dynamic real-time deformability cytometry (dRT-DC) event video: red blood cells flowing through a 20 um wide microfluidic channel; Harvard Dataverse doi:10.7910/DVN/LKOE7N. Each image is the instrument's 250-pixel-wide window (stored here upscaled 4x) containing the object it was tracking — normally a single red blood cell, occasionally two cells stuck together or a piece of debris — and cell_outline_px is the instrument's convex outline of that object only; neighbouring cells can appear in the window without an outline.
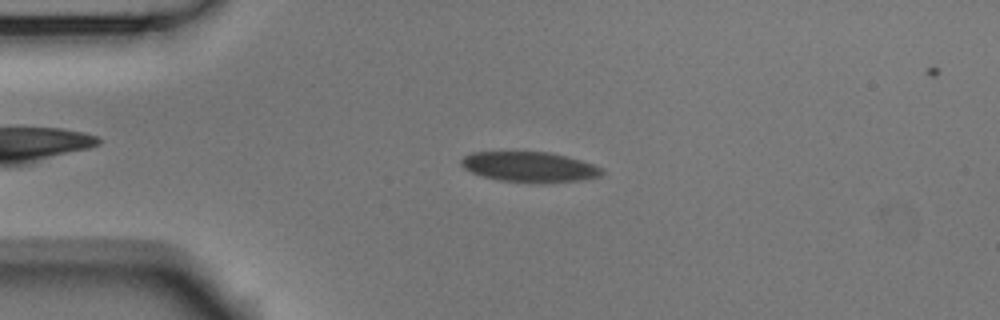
{"species": "Egyptian fruit bat (a non-hibernating species)", "species_latin": "Rousettus aegyptiacus", "temperature_condition": "room temperature", "stored_images_in_passage": 54, "camera_frame_rate_fps": 3000, "um_per_image_px": 0.085, "animal": {"sex": "male"}, "frame": {"image": 1, "passage_image": 12, "time_ms": 3.667, "image_size_px": [1000, 320], "cell_outline_px": [[604, 172], [600, 176], [580, 180], [500, 180], [484, 176], [472, 172], [464, 168], [460, 164], [460, 160], [464, 156], [472, 152], [548, 152], [580, 160], [604, 168]], "centroid_in_image_um": [44.97, 14.14], "position_along_channel_um": 40.0, "area_um2": 23.64}}
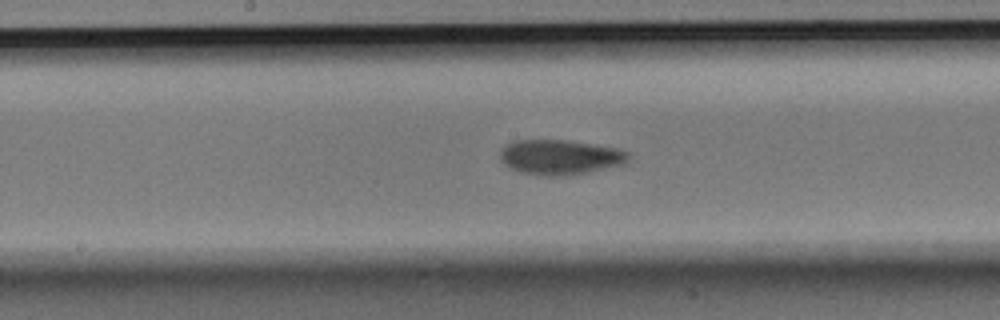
{"frame": {"image": 2, "passage_image": 27, "time_ms": 8.667, "image_size_px": [1000, 320], "cell_outline_px": [[628, 160], [624, 164], [588, 172], [560, 176], [540, 176], [524, 172], [512, 168], [504, 164], [500, 156], [500, 152], [512, 140], [564, 140], [620, 148], [628, 152]], "centroid_in_image_um": [47.63, 13.35], "position_along_channel_um": 200.6, "area_um2": 25.89}}
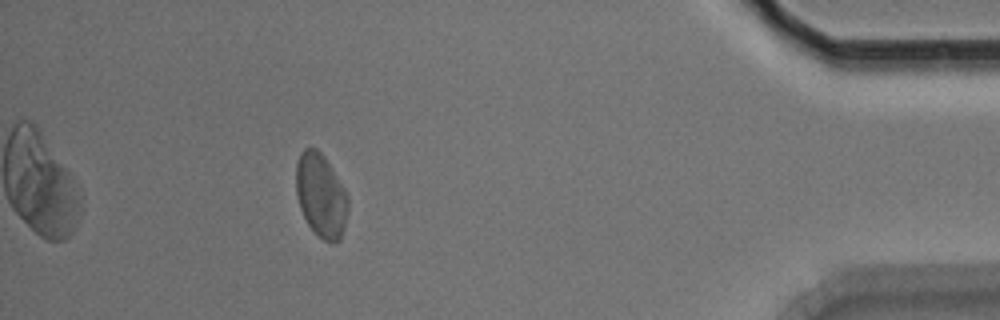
{"frame": {"image": 3, "passage_image": 48, "time_ms": 15.667, "image_size_px": [1000, 320], "cell_outline_px": [[348, 212], [344, 228], [340, 240], [336, 244], [332, 244], [324, 240], [308, 224], [300, 208], [296, 192], [296, 164], [300, 152], [304, 148], [316, 148], [324, 156], [344, 188], [348, 196]], "centroid_in_image_um": [27.29, 16.62], "position_along_channel_um": 407.9, "area_um2": 25.32}, "authors_computed_cell_mechanics": {"area_um2": 25.3742, "velocity_mm_per_s": 3.7179, "shape_relaxation_time_tau1_ms": 3.4586, "shape_relaxation_time_tau2_ms": 1.0778, "deformation_change_tau1": 0.1142, "deformation_change_tau2": 0.0404}}